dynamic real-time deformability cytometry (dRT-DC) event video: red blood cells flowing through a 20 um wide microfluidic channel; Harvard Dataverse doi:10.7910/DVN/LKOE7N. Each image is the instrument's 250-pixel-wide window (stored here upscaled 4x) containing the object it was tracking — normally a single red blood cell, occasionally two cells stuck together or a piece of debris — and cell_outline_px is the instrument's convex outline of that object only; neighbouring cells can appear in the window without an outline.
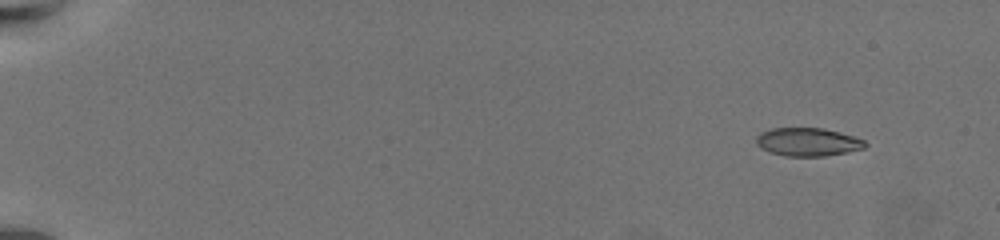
{"species": "common noctule bat (a hibernating species)", "species_latin": "Nyctalus noctula", "temperature_condition": "warm", "stored_images_in_passage": 59, "camera_frame_rate_fps": 3000, "um_per_image_px": 0.085, "animal": {"sex": "female", "body_mass_g": 19.5, "forearm_length_mm": 54.1}, "frame": {"image": 1, "passage_image": 1, "time_ms": 0.0, "image_size_px": [1000, 240], "cell_outline_px": [[868, 144], [864, 148], [848, 152], [824, 156], [784, 156], [768, 152], [756, 144], [756, 136], [760, 132], [772, 128], [824, 128], [852, 136], [864, 140]], "centroid_in_image_um": [68.64, 12.07], "position_along_channel_um": 16.4, "area_um2": 17.98}}
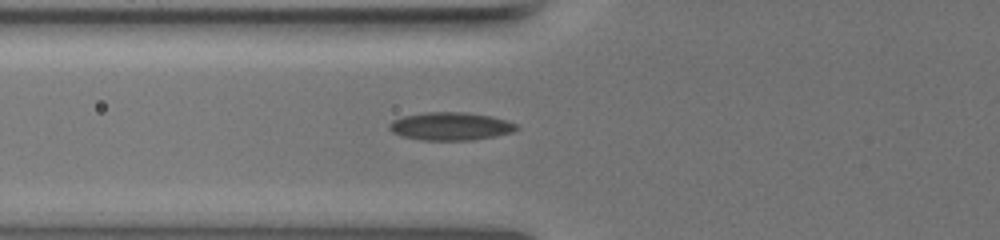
{"frame": {"image": 2, "passage_image": 22, "time_ms": 7.0, "image_size_px": [1000, 240], "cell_outline_px": [[520, 128], [512, 132], [496, 136], [472, 140], [420, 140], [404, 136], [392, 132], [388, 128], [388, 124], [392, 120], [404, 116], [424, 112], [464, 112], [492, 116], [516, 124]], "centroid_in_image_um": [38.29, 10.73], "position_along_channel_um": 87.5, "area_um2": 20.75}}
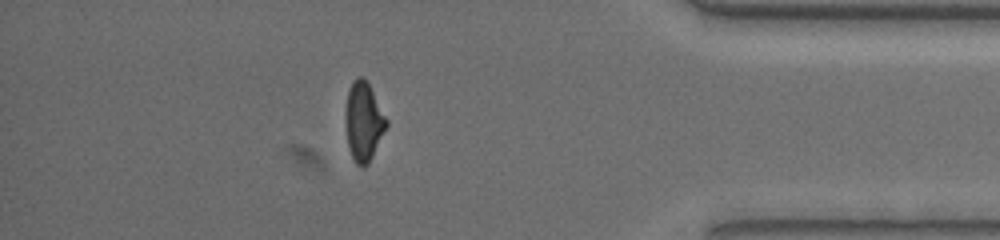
{"frame": {"image": 3, "passage_image": 52, "time_ms": 17.0, "image_size_px": [1000, 240], "cell_outline_px": [[388, 124], [368, 164], [364, 168], [360, 168], [356, 164], [352, 156], [348, 144], [344, 120], [344, 112], [348, 88], [352, 80], [356, 76], [364, 76], [388, 120]], "centroid_in_image_um": [30.87, 10.3], "position_along_channel_um": 404.3, "area_um2": 19.07}, "authors_computed_cell_mechanics": {"area_um2": 19.363, "velocity_mm_per_s": 3.4333, "shape_relaxation_time_tau1_ms": null, "shape_relaxation_time_tau2_ms": 1.7853, "deformation_change_tau1": null, "deformation_change_tau2": 0.0785}}